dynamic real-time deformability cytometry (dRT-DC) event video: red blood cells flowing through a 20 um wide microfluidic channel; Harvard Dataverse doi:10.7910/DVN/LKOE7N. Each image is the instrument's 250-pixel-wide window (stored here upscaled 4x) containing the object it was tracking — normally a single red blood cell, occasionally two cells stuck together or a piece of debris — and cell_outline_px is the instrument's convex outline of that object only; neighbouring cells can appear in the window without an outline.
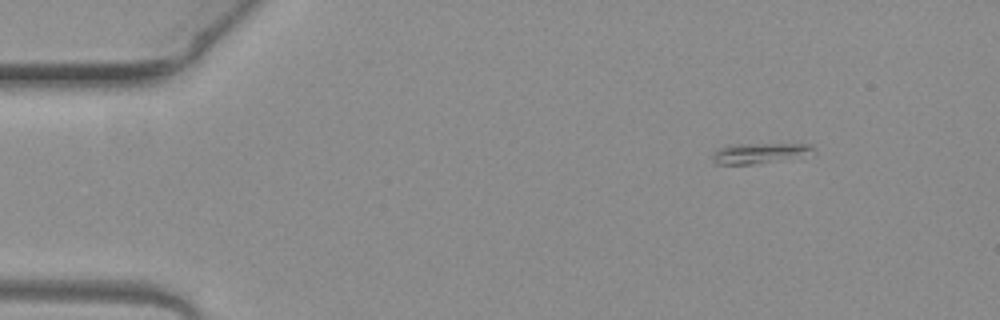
{"species": "common noctule bat (a hibernating species)", "species_latin": "Nyctalus noctula", "temperature_condition": "warm", "stored_images_in_passage": 4, "segment_of_instrument_passage": [2, 2], "camera_frame_rate_fps": 3000, "um_per_image_px": 0.085, "animal": {"sex": "female", "body_mass_g": 19.3, "forearm_length_mm": 54.1}, "frame": {"image": 1, "passage_image": 4, "time_ms": 1.0, "image_size_px": [1000, 320], "cell_outline_px": [[812, 148], [768, 160], [752, 164], [716, 164], [712, 160], [712, 152], [716, 148], [732, 144], [812, 144]], "centroid_in_image_um": [64.11, 12.98], "position_along_channel_um": 20.9, "area_um2": 10.58}}